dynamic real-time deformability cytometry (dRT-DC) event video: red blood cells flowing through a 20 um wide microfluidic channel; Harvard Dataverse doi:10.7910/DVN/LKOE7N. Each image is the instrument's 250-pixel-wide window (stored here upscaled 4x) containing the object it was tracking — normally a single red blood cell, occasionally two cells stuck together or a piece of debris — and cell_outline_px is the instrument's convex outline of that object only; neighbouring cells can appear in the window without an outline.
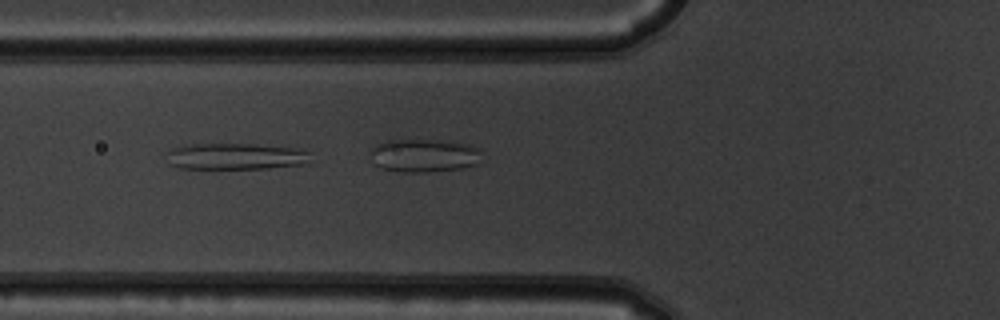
{"species": "common noctule bat (a hibernating species)", "species_latin": "Nyctalus noctula", "temperature_condition": "warm", "stored_images_in_passage": 7, "camera_frame_rate_fps": 3000, "um_per_image_px": 0.085, "animal": {"sex": "male", "body_mass_g": 19.5, "forearm_length_mm": 54.6}, "frame": {"image": 1, "passage_image": 2, "time_ms": 0.333, "image_size_px": [1000, 320], "cell_outline_px": [[308, 152], [304, 164], [268, 168], [180, 168], [168, 164], [168, 152], [172, 148], [192, 144], [252, 144], [300, 148]], "centroid_in_image_um": [19.99, 13.28], "position_along_channel_um": 105.8, "area_um2": 21.79}}
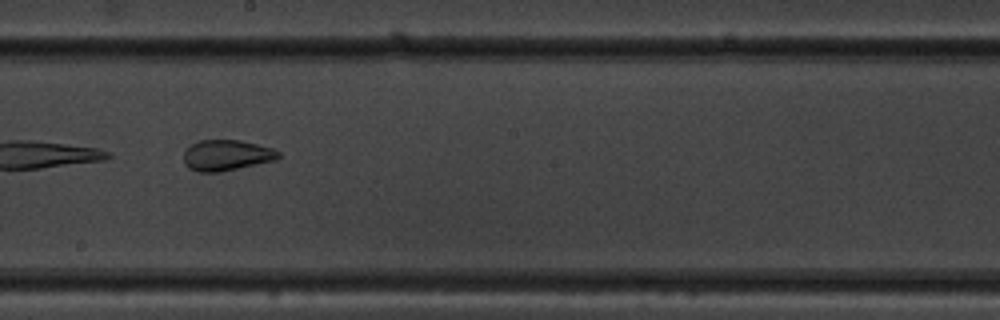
{"frame": {"image": 2, "passage_image": 5, "time_ms": 1.333, "image_size_px": [1000, 320], "cell_outline_px": [[280, 156], [276, 160], [220, 172], [200, 172], [188, 168], [184, 164], [184, 152], [192, 144], [200, 140], [240, 140], [272, 148], [280, 152]], "centroid_in_image_um": [19.25, 13.2], "position_along_channel_um": 228.9, "area_um2": 16.94}}
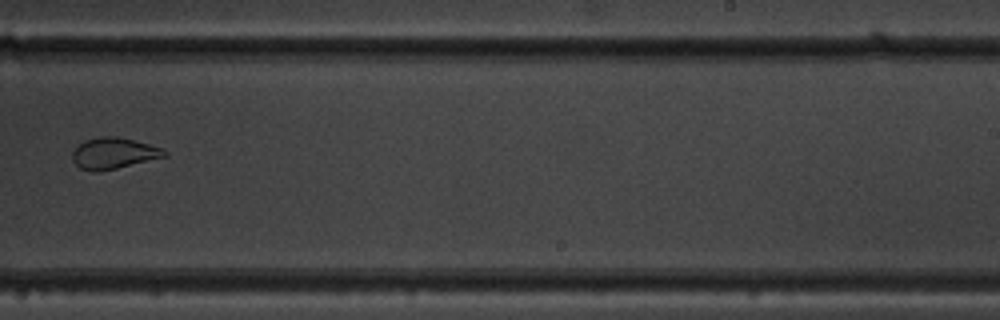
{"frame": {"image": 3, "passage_image": 6, "time_ms": 1.667, "image_size_px": [1000, 320], "cell_outline_px": [[168, 156], [100, 172], [92, 172], [80, 168], [72, 160], [72, 152], [84, 140], [100, 136], [116, 136], [164, 148], [168, 152]], "centroid_in_image_um": [9.67, 13.04], "position_along_channel_um": 279.3, "area_um2": 16.82}}